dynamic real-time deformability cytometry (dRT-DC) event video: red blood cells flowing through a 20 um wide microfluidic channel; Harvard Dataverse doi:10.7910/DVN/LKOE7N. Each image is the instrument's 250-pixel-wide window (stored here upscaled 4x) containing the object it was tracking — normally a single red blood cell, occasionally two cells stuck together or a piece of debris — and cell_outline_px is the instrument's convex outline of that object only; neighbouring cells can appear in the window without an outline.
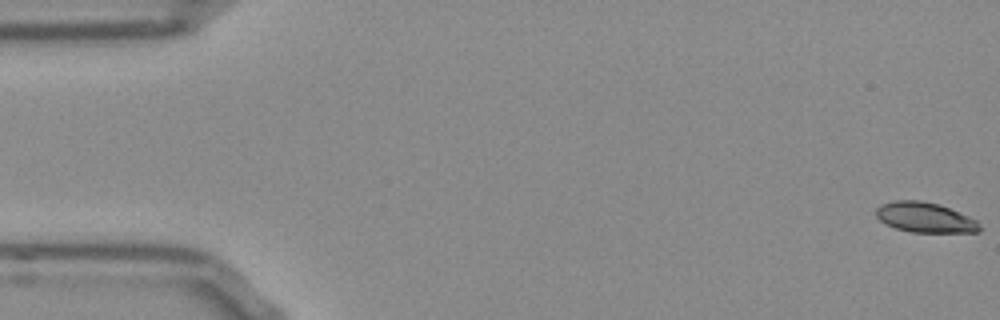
{"species": "Egyptian fruit bat (a non-hibernating species)", "species_latin": "Rousettus aegyptiacus", "temperature_condition": "room temperature", "stored_images_in_passage": 55, "camera_frame_rate_fps": 3000, "um_per_image_px": 0.085, "frame": {"image": 1, "passage_image": 1, "time_ms": 0.0, "image_size_px": [1000, 320], "cell_outline_px": [[980, 232], [912, 232], [896, 228], [884, 224], [876, 216], [876, 208], [880, 204], [896, 200], [920, 200], [936, 204], [948, 208], [968, 216], [976, 220], [980, 224]], "centroid_in_image_um": [78.59, 18.48], "position_along_channel_um": 6.4, "area_um2": 18.03}}
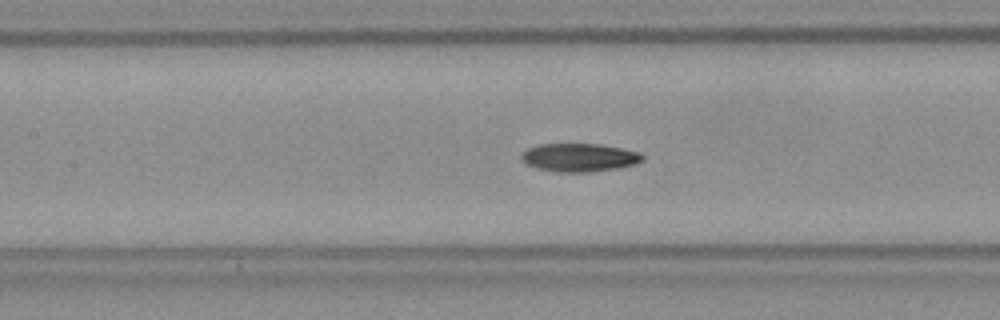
{"frame": {"image": 2, "passage_image": 24, "time_ms": 7.667, "image_size_px": [1000, 320], "cell_outline_px": [[644, 156], [640, 160], [632, 164], [616, 168], [588, 172], [560, 172], [536, 168], [528, 164], [520, 156], [528, 148], [540, 144], [600, 144], [640, 152]], "centroid_in_image_um": [49.22, 13.38], "position_along_channel_um": 158.2, "area_um2": 19.54}}
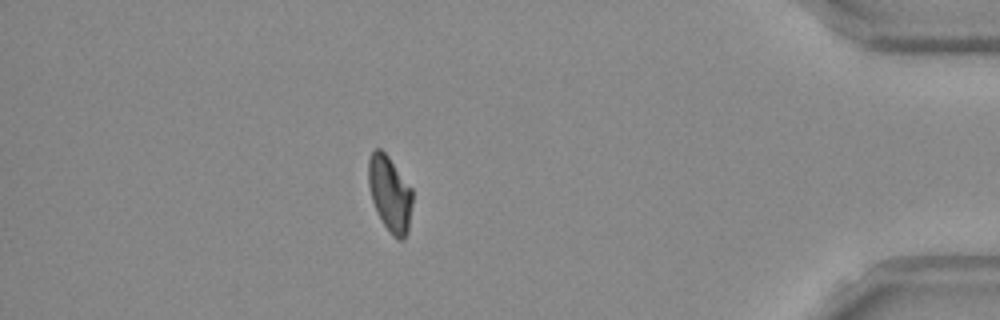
{"frame": {"image": 3, "passage_image": 47, "time_ms": 15.333, "image_size_px": [1000, 320], "cell_outline_px": [[412, 204], [408, 232], [404, 240], [400, 240], [392, 236], [384, 224], [372, 200], [368, 184], [368, 160], [372, 152], [376, 148], [380, 148], [388, 156], [412, 188]], "centroid_in_image_um": [33.15, 16.47], "position_along_channel_um": 402.1, "area_um2": 19.31}}